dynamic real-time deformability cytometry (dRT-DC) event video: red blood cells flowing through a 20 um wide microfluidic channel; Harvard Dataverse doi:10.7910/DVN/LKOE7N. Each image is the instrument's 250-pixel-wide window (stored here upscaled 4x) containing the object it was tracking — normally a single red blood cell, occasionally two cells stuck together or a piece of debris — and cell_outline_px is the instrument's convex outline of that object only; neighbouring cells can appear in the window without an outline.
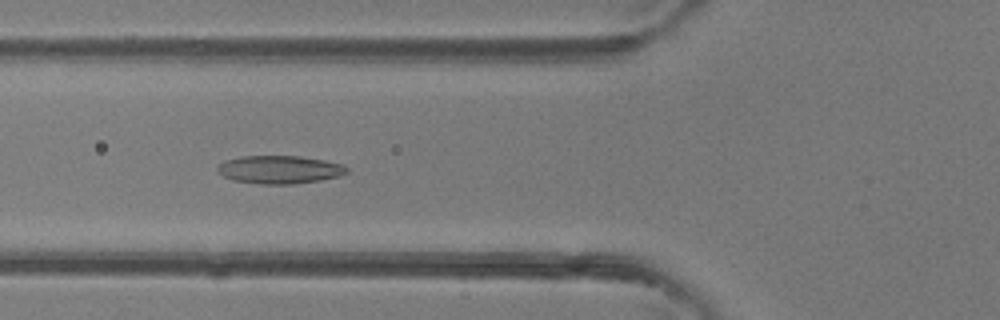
{"species": "common noctule bat (a hibernating species)", "species_latin": "Nyctalus noctula", "temperature_condition": "room temperature", "stored_images_in_passage": 47, "camera_frame_rate_fps": 3000, "um_per_image_px": 0.085, "animal": {"sex": "female"}, "frame": {"image": 1, "passage_image": 18, "time_ms": 5.667, "image_size_px": [1000, 320], "cell_outline_px": [[348, 172], [340, 176], [320, 180], [292, 184], [260, 184], [232, 180], [224, 176], [216, 168], [216, 164], [224, 160], [240, 156], [300, 156], [324, 160], [344, 164], [348, 168]], "centroid_in_image_um": [23.75, 14.41], "position_along_channel_um": 102.0, "area_um2": 21.33}}
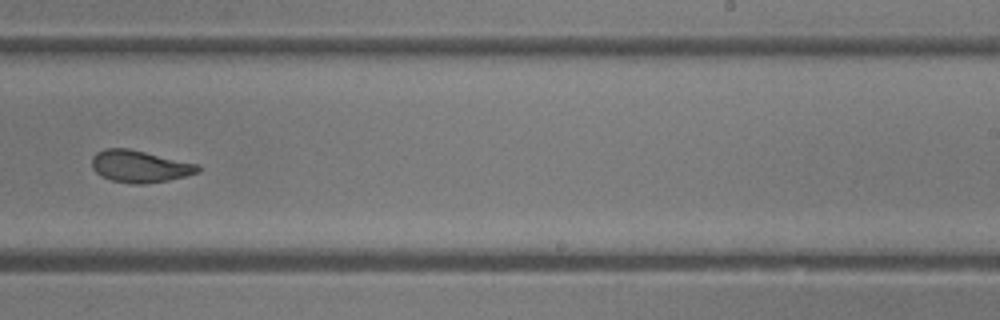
{"frame": {"image": 2, "passage_image": 30, "time_ms": 9.667, "image_size_px": [1000, 320], "cell_outline_px": [[200, 172], [168, 180], [144, 184], [132, 184], [112, 180], [100, 176], [92, 168], [92, 156], [96, 152], [104, 148], [128, 148], [200, 164]], "centroid_in_image_um": [11.87, 14.13], "position_along_channel_um": 277.1, "area_um2": 19.94}}
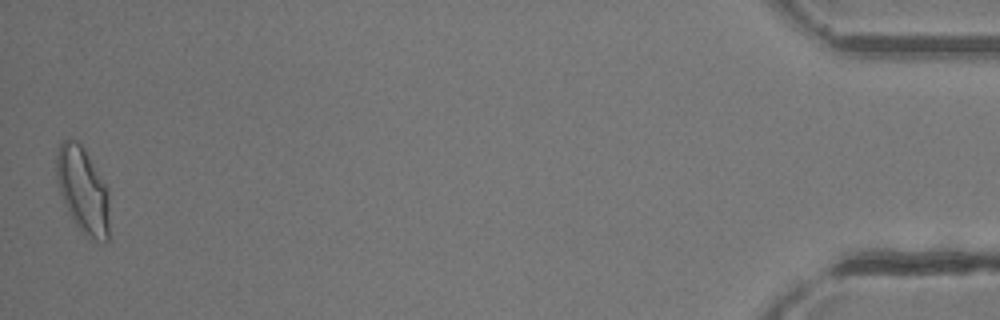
{"frame": {"image": 3, "passage_image": 47, "time_ms": 15.333, "image_size_px": [1000, 320], "cell_outline_px": [[108, 240], [96, 240], [84, 236], [68, 212], [60, 192], [56, 176], [56, 156], [60, 140], [76, 140], [84, 148], [108, 188]], "centroid_in_image_um": [7.02, 16.15], "position_along_channel_um": 428.2, "area_um2": 26.41}, "authors_computed_cell_mechanics": {"area_um2": 21.5016, "velocity_mm_per_s": 4.3712, "shape_relaxation_time_tau1_ms": 6.4833, "shape_relaxation_time_tau2_ms": 1.5022, "deformation_change_tau1": 0.1863, "deformation_change_tau2": 0.0745}}